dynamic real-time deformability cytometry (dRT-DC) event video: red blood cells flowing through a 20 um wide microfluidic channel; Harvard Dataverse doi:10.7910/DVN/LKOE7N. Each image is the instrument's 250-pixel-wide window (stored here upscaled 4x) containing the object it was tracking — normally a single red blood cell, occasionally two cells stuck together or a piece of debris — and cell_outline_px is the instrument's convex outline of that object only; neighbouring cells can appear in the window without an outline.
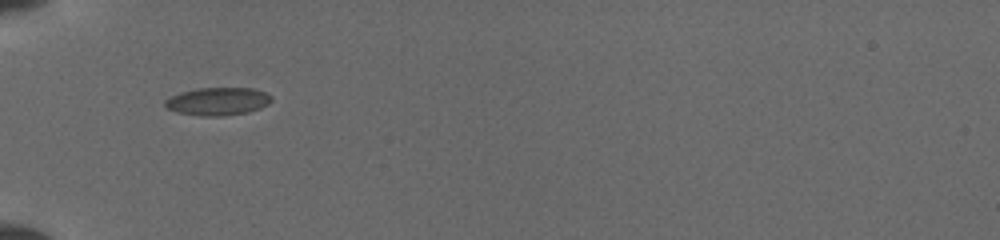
{"species": "common noctule bat (a hibernating species)", "species_latin": "Nyctalus noctula", "temperature_condition": "cold", "stored_images_in_passage": 8, "camera_frame_rate_fps": 3000, "um_per_image_px": 0.085, "animal": {"sex": "female", "body_mass_g": 19.5, "forearm_length_mm": 54.1}, "frame": {"image": 1, "passage_image": 2, "time_ms": 1.0, "image_size_px": [1000, 240], "cell_outline_px": [[272, 100], [268, 104], [260, 108], [244, 112], [220, 116], [204, 116], [180, 112], [168, 108], [164, 104], [164, 100], [172, 96], [184, 92], [200, 88], [252, 88], [264, 92], [272, 96]], "centroid_in_image_um": [18.54, 8.61], "position_along_channel_um": 66.5, "area_um2": 16.82}}
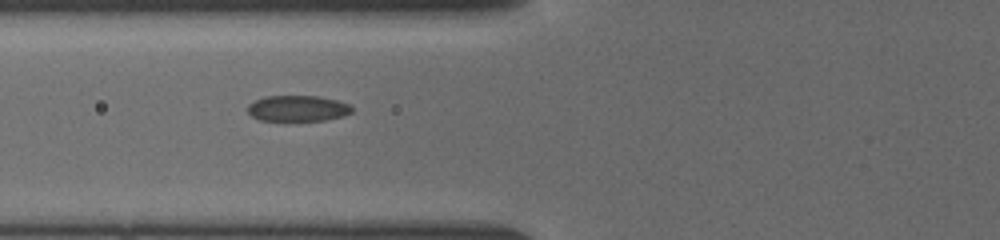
{"frame": {"image": 2, "passage_image": 4, "time_ms": 2.0, "image_size_px": [1000, 240], "cell_outline_px": [[352, 112], [340, 116], [324, 120], [288, 124], [260, 120], [252, 116], [248, 112], [248, 104], [264, 96], [316, 96], [336, 100], [348, 104], [352, 108]], "centroid_in_image_um": [25.24, 9.27], "position_along_channel_um": 100.6, "area_um2": 16.36}}
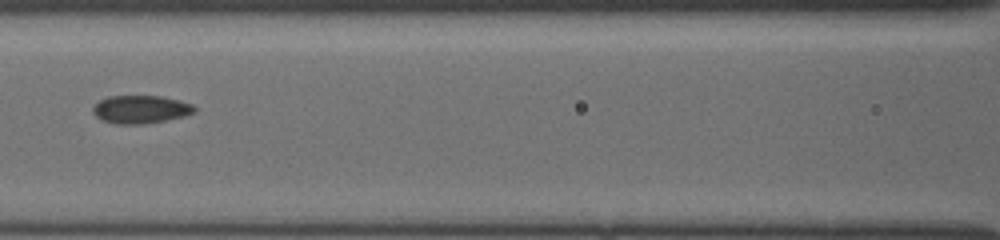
{"frame": {"image": 3, "passage_image": 7, "time_ms": 3.333, "image_size_px": [1000, 240], "cell_outline_px": [[196, 108], [192, 112], [184, 116], [144, 124], [116, 124], [104, 120], [96, 116], [92, 112], [92, 108], [100, 100], [108, 96], [160, 96], [192, 104]], "centroid_in_image_um": [11.92, 9.29], "position_along_channel_um": 154.7, "area_um2": 16.3}}